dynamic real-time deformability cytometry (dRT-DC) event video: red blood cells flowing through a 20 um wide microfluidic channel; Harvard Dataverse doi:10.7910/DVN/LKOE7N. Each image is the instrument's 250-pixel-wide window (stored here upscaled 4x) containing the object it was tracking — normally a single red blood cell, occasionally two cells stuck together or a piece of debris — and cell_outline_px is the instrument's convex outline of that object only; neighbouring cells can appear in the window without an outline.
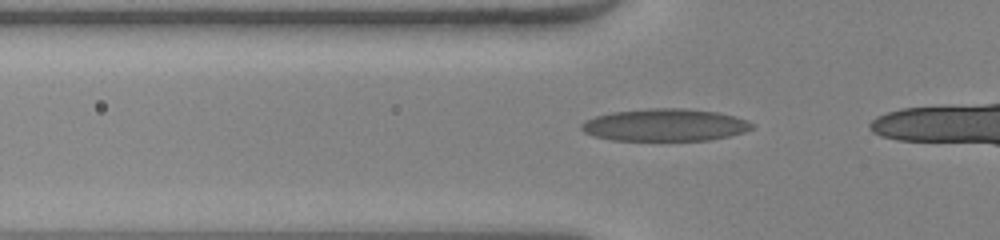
{"species": "human", "species_latin": "Homo sapiens", "temperature_condition": "warm", "stored_images_in_passage": 18, "camera_frame_rate_fps": 3000, "um_per_image_px": 0.085, "donor": {"sex": "female"}, "frame": {"image": 1, "passage_image": 12, "time_ms": 3.667, "image_size_px": [1000, 240], "cell_outline_px": [[752, 128], [744, 132], [728, 136], [708, 140], [612, 140], [592, 136], [584, 132], [580, 128], [580, 124], [584, 120], [596, 116], [612, 112], [652, 108], [684, 108], [716, 112], [736, 116], [748, 120], [752, 124]], "centroid_in_image_um": [56.49, 10.62], "position_along_channel_um": 69.3, "area_um2": 32.14}}
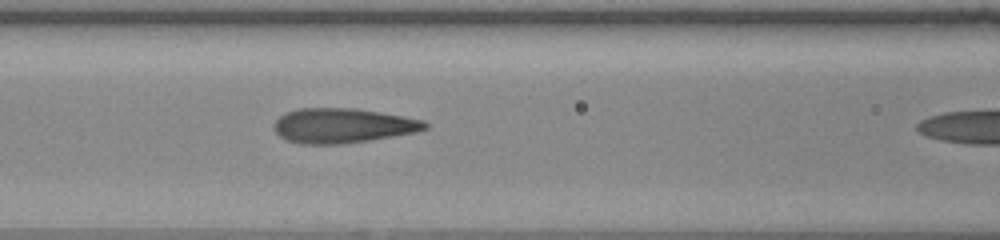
{"frame": {"image": 2, "passage_image": 17, "time_ms": 5.333, "image_size_px": [1000, 240], "cell_outline_px": [[428, 128], [416, 132], [368, 140], [340, 144], [300, 144], [284, 140], [272, 128], [276, 120], [284, 112], [300, 108], [356, 108], [404, 116], [424, 120], [428, 124]], "centroid_in_image_um": [29.1, 10.67], "position_along_channel_um": 137.5, "area_um2": 30.69}}